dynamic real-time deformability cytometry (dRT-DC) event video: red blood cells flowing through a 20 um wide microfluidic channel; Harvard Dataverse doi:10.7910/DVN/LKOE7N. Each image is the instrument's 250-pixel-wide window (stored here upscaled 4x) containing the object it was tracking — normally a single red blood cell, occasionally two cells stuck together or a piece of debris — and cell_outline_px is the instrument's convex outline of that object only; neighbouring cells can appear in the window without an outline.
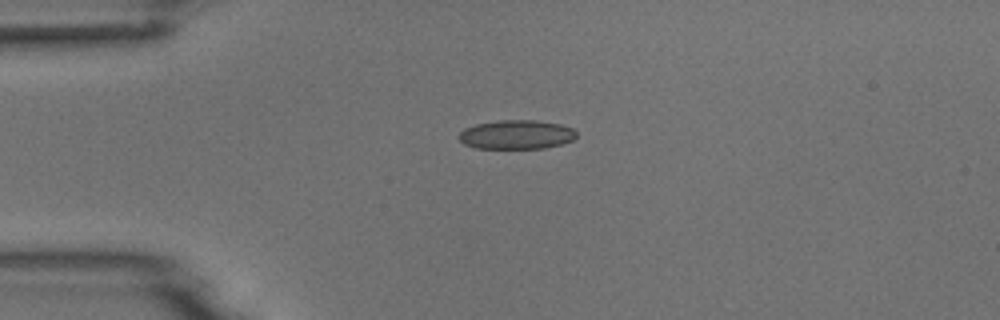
{"species": "common noctule bat (a hibernating species)", "species_latin": "Nyctalus noctula", "temperature_condition": "room temperature", "stored_images_in_passage": 5, "camera_frame_rate_fps": 3000, "um_per_image_px": 0.085, "animal": {"sex": "male", "body_mass_g": 18.8}, "frame": {"image": 1, "passage_image": 1, "time_ms": 0.0, "image_size_px": [1000, 320], "cell_outline_px": [[576, 136], [572, 140], [560, 144], [544, 148], [476, 148], [464, 144], [460, 140], [460, 132], [464, 128], [476, 124], [500, 120], [536, 120], [560, 124], [572, 128], [576, 132]], "centroid_in_image_um": [43.89, 11.43], "position_along_channel_um": 41.1, "area_um2": 19.77}}